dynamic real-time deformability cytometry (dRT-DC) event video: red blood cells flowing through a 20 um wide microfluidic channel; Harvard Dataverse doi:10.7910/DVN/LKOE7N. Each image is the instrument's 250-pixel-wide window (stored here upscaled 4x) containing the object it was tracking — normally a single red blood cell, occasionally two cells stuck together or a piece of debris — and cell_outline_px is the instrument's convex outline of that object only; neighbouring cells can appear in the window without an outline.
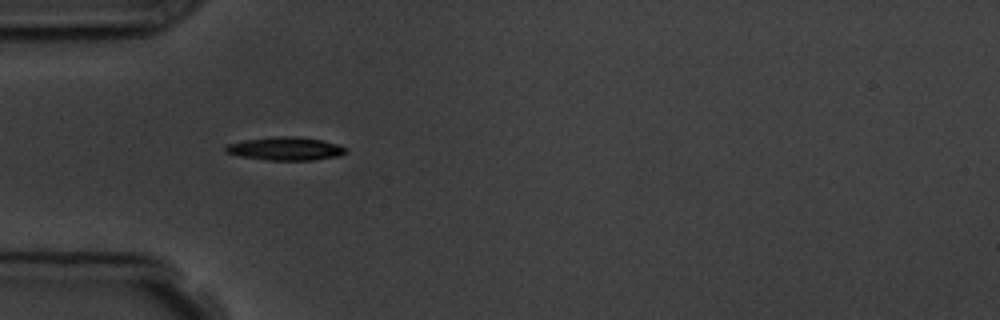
{"species": "common noctule bat (a hibernating species)", "species_latin": "Nyctalus noctula", "temperature_condition": "room temperature", "stored_images_in_passage": 5, "camera_frame_rate_fps": 3000, "um_per_image_px": 0.085, "animal": {"sex": "male", "body_mass_g": 19.5, "forearm_length_mm": 54.6}, "frame": {"image": 1, "passage_image": 4, "time_ms": 3.667, "image_size_px": [1000, 320], "cell_outline_px": [[348, 152], [340, 156], [312, 160], [268, 160], [240, 156], [224, 152], [224, 148], [228, 144], [244, 140], [276, 136], [300, 136], [320, 140], [336, 144], [348, 148]], "centroid_in_image_um": [24.28, 12.63], "position_along_channel_um": 60.7, "area_um2": 16.36}}